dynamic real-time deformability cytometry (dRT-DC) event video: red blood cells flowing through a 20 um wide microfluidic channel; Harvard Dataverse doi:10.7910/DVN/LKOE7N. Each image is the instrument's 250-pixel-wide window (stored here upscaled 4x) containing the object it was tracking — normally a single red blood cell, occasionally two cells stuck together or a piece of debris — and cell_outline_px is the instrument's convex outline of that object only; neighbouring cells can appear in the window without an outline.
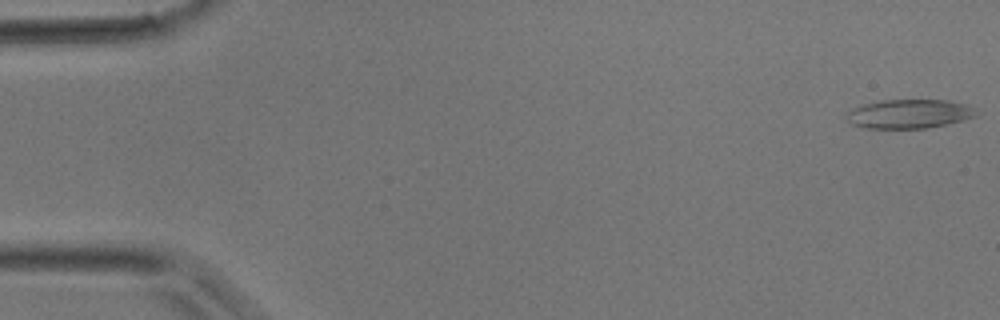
{"species": "common noctule bat (a hibernating species)", "species_latin": "Nyctalus noctula", "temperature_condition": "room temperature", "stored_images_in_passage": 5, "camera_frame_rate_fps": 3000, "um_per_image_px": 0.085, "animal": {"sex": "male", "body_mass_g": 17.9}, "frame": {"image": 1, "passage_image": 5, "time_ms": 5.333, "image_size_px": [1000, 320], "cell_outline_px": [[980, 116], [944, 124], [924, 128], [868, 128], [852, 124], [844, 116], [852, 108], [864, 104], [880, 100], [948, 100], [968, 104], [980, 112]], "centroid_in_image_um": [77.33, 9.66], "position_along_channel_um": 7.7, "area_um2": 22.02}}